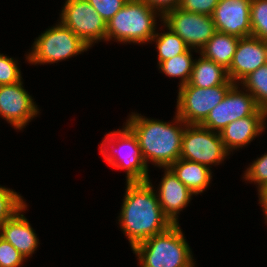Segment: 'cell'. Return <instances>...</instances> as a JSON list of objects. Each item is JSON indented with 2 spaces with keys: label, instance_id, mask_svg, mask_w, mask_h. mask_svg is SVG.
Instances as JSON below:
<instances>
[{
  "label": "cell",
  "instance_id": "6da1fadb",
  "mask_svg": "<svg viewBox=\"0 0 267 267\" xmlns=\"http://www.w3.org/2000/svg\"><path fill=\"white\" fill-rule=\"evenodd\" d=\"M152 185L150 179L145 182H126L118 222L123 234L127 236L131 249L173 225L164 215Z\"/></svg>",
  "mask_w": 267,
  "mask_h": 267
},
{
  "label": "cell",
  "instance_id": "7a4b0ae2",
  "mask_svg": "<svg viewBox=\"0 0 267 267\" xmlns=\"http://www.w3.org/2000/svg\"><path fill=\"white\" fill-rule=\"evenodd\" d=\"M128 116L125 125L136 136L147 167L149 162L159 169L169 167L180 158L187 124L176 113L173 122L150 119L135 112Z\"/></svg>",
  "mask_w": 267,
  "mask_h": 267
},
{
  "label": "cell",
  "instance_id": "3957f363",
  "mask_svg": "<svg viewBox=\"0 0 267 267\" xmlns=\"http://www.w3.org/2000/svg\"><path fill=\"white\" fill-rule=\"evenodd\" d=\"M140 267H195L192 250L179 224L132 248Z\"/></svg>",
  "mask_w": 267,
  "mask_h": 267
},
{
  "label": "cell",
  "instance_id": "277c9868",
  "mask_svg": "<svg viewBox=\"0 0 267 267\" xmlns=\"http://www.w3.org/2000/svg\"><path fill=\"white\" fill-rule=\"evenodd\" d=\"M156 18L162 16L145 2L129 0L106 22V42L114 39L123 44L151 43L157 31Z\"/></svg>",
  "mask_w": 267,
  "mask_h": 267
},
{
  "label": "cell",
  "instance_id": "5b68a950",
  "mask_svg": "<svg viewBox=\"0 0 267 267\" xmlns=\"http://www.w3.org/2000/svg\"><path fill=\"white\" fill-rule=\"evenodd\" d=\"M99 147L107 164L125 170L126 182H145L150 179L138 140L126 125L106 133Z\"/></svg>",
  "mask_w": 267,
  "mask_h": 267
},
{
  "label": "cell",
  "instance_id": "8992f818",
  "mask_svg": "<svg viewBox=\"0 0 267 267\" xmlns=\"http://www.w3.org/2000/svg\"><path fill=\"white\" fill-rule=\"evenodd\" d=\"M88 49L89 45L59 21L35 39L25 58L32 65L53 64L84 53Z\"/></svg>",
  "mask_w": 267,
  "mask_h": 267
},
{
  "label": "cell",
  "instance_id": "52a82bcc",
  "mask_svg": "<svg viewBox=\"0 0 267 267\" xmlns=\"http://www.w3.org/2000/svg\"><path fill=\"white\" fill-rule=\"evenodd\" d=\"M229 155L218 132L197 124L186 125L180 158L200 163L210 169L213 165L223 163Z\"/></svg>",
  "mask_w": 267,
  "mask_h": 267
},
{
  "label": "cell",
  "instance_id": "ba28073f",
  "mask_svg": "<svg viewBox=\"0 0 267 267\" xmlns=\"http://www.w3.org/2000/svg\"><path fill=\"white\" fill-rule=\"evenodd\" d=\"M233 85L228 79L224 84L210 88L195 87L188 83L179 87L176 114L186 124L200 125Z\"/></svg>",
  "mask_w": 267,
  "mask_h": 267
},
{
  "label": "cell",
  "instance_id": "9c48e42d",
  "mask_svg": "<svg viewBox=\"0 0 267 267\" xmlns=\"http://www.w3.org/2000/svg\"><path fill=\"white\" fill-rule=\"evenodd\" d=\"M62 8L59 21L90 48L99 41H106V21L87 0H65Z\"/></svg>",
  "mask_w": 267,
  "mask_h": 267
},
{
  "label": "cell",
  "instance_id": "30bf717a",
  "mask_svg": "<svg viewBox=\"0 0 267 267\" xmlns=\"http://www.w3.org/2000/svg\"><path fill=\"white\" fill-rule=\"evenodd\" d=\"M160 22L176 33L189 48L195 49L196 53L217 32L212 16L187 12L179 7L165 13Z\"/></svg>",
  "mask_w": 267,
  "mask_h": 267
},
{
  "label": "cell",
  "instance_id": "8fae6325",
  "mask_svg": "<svg viewBox=\"0 0 267 267\" xmlns=\"http://www.w3.org/2000/svg\"><path fill=\"white\" fill-rule=\"evenodd\" d=\"M244 91L240 90L239 84H234L224 99L209 112L200 125L220 133L228 124L237 119L253 115L259 107L255 98L247 90Z\"/></svg>",
  "mask_w": 267,
  "mask_h": 267
},
{
  "label": "cell",
  "instance_id": "7c38bea8",
  "mask_svg": "<svg viewBox=\"0 0 267 267\" xmlns=\"http://www.w3.org/2000/svg\"><path fill=\"white\" fill-rule=\"evenodd\" d=\"M39 113L34 99L24 89L23 81L0 85V116L15 130H22Z\"/></svg>",
  "mask_w": 267,
  "mask_h": 267
},
{
  "label": "cell",
  "instance_id": "4fadbf2b",
  "mask_svg": "<svg viewBox=\"0 0 267 267\" xmlns=\"http://www.w3.org/2000/svg\"><path fill=\"white\" fill-rule=\"evenodd\" d=\"M267 63V41L255 36L239 39L231 65L227 69L229 80L239 84L250 73Z\"/></svg>",
  "mask_w": 267,
  "mask_h": 267
},
{
  "label": "cell",
  "instance_id": "5bb4252c",
  "mask_svg": "<svg viewBox=\"0 0 267 267\" xmlns=\"http://www.w3.org/2000/svg\"><path fill=\"white\" fill-rule=\"evenodd\" d=\"M251 0H219L212 14L217 32L238 38L251 36Z\"/></svg>",
  "mask_w": 267,
  "mask_h": 267
},
{
  "label": "cell",
  "instance_id": "9a60e30c",
  "mask_svg": "<svg viewBox=\"0 0 267 267\" xmlns=\"http://www.w3.org/2000/svg\"><path fill=\"white\" fill-rule=\"evenodd\" d=\"M163 169L164 175L155 191L164 215L172 224H179L178 214L188 206L194 194L169 167Z\"/></svg>",
  "mask_w": 267,
  "mask_h": 267
},
{
  "label": "cell",
  "instance_id": "2e32d148",
  "mask_svg": "<svg viewBox=\"0 0 267 267\" xmlns=\"http://www.w3.org/2000/svg\"><path fill=\"white\" fill-rule=\"evenodd\" d=\"M266 118L267 113L259 108L253 115L228 124L219 133L226 150L231 154L233 150L249 145L255 137L265 131Z\"/></svg>",
  "mask_w": 267,
  "mask_h": 267
},
{
  "label": "cell",
  "instance_id": "e0dca14e",
  "mask_svg": "<svg viewBox=\"0 0 267 267\" xmlns=\"http://www.w3.org/2000/svg\"><path fill=\"white\" fill-rule=\"evenodd\" d=\"M27 204L0 226V237L12 244L27 260L37 250L39 239L28 219L22 214Z\"/></svg>",
  "mask_w": 267,
  "mask_h": 267
},
{
  "label": "cell",
  "instance_id": "ac0fdd59",
  "mask_svg": "<svg viewBox=\"0 0 267 267\" xmlns=\"http://www.w3.org/2000/svg\"><path fill=\"white\" fill-rule=\"evenodd\" d=\"M169 168L194 195L203 193L211 183L213 172L200 163L179 158Z\"/></svg>",
  "mask_w": 267,
  "mask_h": 267
},
{
  "label": "cell",
  "instance_id": "d6986e66",
  "mask_svg": "<svg viewBox=\"0 0 267 267\" xmlns=\"http://www.w3.org/2000/svg\"><path fill=\"white\" fill-rule=\"evenodd\" d=\"M228 79L227 69L200 54V57L194 60L188 84L200 88H210L222 85Z\"/></svg>",
  "mask_w": 267,
  "mask_h": 267
},
{
  "label": "cell",
  "instance_id": "ffe728a7",
  "mask_svg": "<svg viewBox=\"0 0 267 267\" xmlns=\"http://www.w3.org/2000/svg\"><path fill=\"white\" fill-rule=\"evenodd\" d=\"M239 39L229 34L216 32L200 49L199 53L203 57L228 69L233 60Z\"/></svg>",
  "mask_w": 267,
  "mask_h": 267
},
{
  "label": "cell",
  "instance_id": "44dd1931",
  "mask_svg": "<svg viewBox=\"0 0 267 267\" xmlns=\"http://www.w3.org/2000/svg\"><path fill=\"white\" fill-rule=\"evenodd\" d=\"M162 26H164L163 28L166 29L167 32L158 33L157 31L151 40V43L155 42L156 45L158 65L162 61L172 59L176 55L185 53L189 49L186 43L176 33L172 32L164 24Z\"/></svg>",
  "mask_w": 267,
  "mask_h": 267
},
{
  "label": "cell",
  "instance_id": "7402d4cb",
  "mask_svg": "<svg viewBox=\"0 0 267 267\" xmlns=\"http://www.w3.org/2000/svg\"><path fill=\"white\" fill-rule=\"evenodd\" d=\"M193 50L189 48L185 53L176 55L172 59L162 61L158 67L159 70L171 78H180L178 87L187 84L190 80L194 59Z\"/></svg>",
  "mask_w": 267,
  "mask_h": 267
},
{
  "label": "cell",
  "instance_id": "603a6c76",
  "mask_svg": "<svg viewBox=\"0 0 267 267\" xmlns=\"http://www.w3.org/2000/svg\"><path fill=\"white\" fill-rule=\"evenodd\" d=\"M254 98L258 107L267 113V63L250 73L240 83Z\"/></svg>",
  "mask_w": 267,
  "mask_h": 267
},
{
  "label": "cell",
  "instance_id": "cb8c5ba5",
  "mask_svg": "<svg viewBox=\"0 0 267 267\" xmlns=\"http://www.w3.org/2000/svg\"><path fill=\"white\" fill-rule=\"evenodd\" d=\"M25 202L19 193L0 185V226L21 210Z\"/></svg>",
  "mask_w": 267,
  "mask_h": 267
},
{
  "label": "cell",
  "instance_id": "d4e9b609",
  "mask_svg": "<svg viewBox=\"0 0 267 267\" xmlns=\"http://www.w3.org/2000/svg\"><path fill=\"white\" fill-rule=\"evenodd\" d=\"M251 35L267 41V0H251Z\"/></svg>",
  "mask_w": 267,
  "mask_h": 267
},
{
  "label": "cell",
  "instance_id": "484cf974",
  "mask_svg": "<svg viewBox=\"0 0 267 267\" xmlns=\"http://www.w3.org/2000/svg\"><path fill=\"white\" fill-rule=\"evenodd\" d=\"M247 169L244 172L243 178L249 183L256 184L257 190L259 191L264 185L267 184V153L262 154L261 157H258L248 165Z\"/></svg>",
  "mask_w": 267,
  "mask_h": 267
},
{
  "label": "cell",
  "instance_id": "4316f807",
  "mask_svg": "<svg viewBox=\"0 0 267 267\" xmlns=\"http://www.w3.org/2000/svg\"><path fill=\"white\" fill-rule=\"evenodd\" d=\"M18 60L0 53V85L18 83L23 80Z\"/></svg>",
  "mask_w": 267,
  "mask_h": 267
},
{
  "label": "cell",
  "instance_id": "83f0119b",
  "mask_svg": "<svg viewBox=\"0 0 267 267\" xmlns=\"http://www.w3.org/2000/svg\"><path fill=\"white\" fill-rule=\"evenodd\" d=\"M26 258L9 242L0 237V267H21Z\"/></svg>",
  "mask_w": 267,
  "mask_h": 267
},
{
  "label": "cell",
  "instance_id": "f1b7e54d",
  "mask_svg": "<svg viewBox=\"0 0 267 267\" xmlns=\"http://www.w3.org/2000/svg\"><path fill=\"white\" fill-rule=\"evenodd\" d=\"M108 22L129 0H87Z\"/></svg>",
  "mask_w": 267,
  "mask_h": 267
},
{
  "label": "cell",
  "instance_id": "f546056e",
  "mask_svg": "<svg viewBox=\"0 0 267 267\" xmlns=\"http://www.w3.org/2000/svg\"><path fill=\"white\" fill-rule=\"evenodd\" d=\"M219 0H181L179 8L193 13L212 16Z\"/></svg>",
  "mask_w": 267,
  "mask_h": 267
},
{
  "label": "cell",
  "instance_id": "4dcf8cb0",
  "mask_svg": "<svg viewBox=\"0 0 267 267\" xmlns=\"http://www.w3.org/2000/svg\"><path fill=\"white\" fill-rule=\"evenodd\" d=\"M156 10L161 16L179 7L181 0H140Z\"/></svg>",
  "mask_w": 267,
  "mask_h": 267
},
{
  "label": "cell",
  "instance_id": "1f68e13d",
  "mask_svg": "<svg viewBox=\"0 0 267 267\" xmlns=\"http://www.w3.org/2000/svg\"><path fill=\"white\" fill-rule=\"evenodd\" d=\"M258 198H259V203L262 207V211L264 212L265 215V222L267 223V184L264 185L259 191H258Z\"/></svg>",
  "mask_w": 267,
  "mask_h": 267
}]
</instances>
